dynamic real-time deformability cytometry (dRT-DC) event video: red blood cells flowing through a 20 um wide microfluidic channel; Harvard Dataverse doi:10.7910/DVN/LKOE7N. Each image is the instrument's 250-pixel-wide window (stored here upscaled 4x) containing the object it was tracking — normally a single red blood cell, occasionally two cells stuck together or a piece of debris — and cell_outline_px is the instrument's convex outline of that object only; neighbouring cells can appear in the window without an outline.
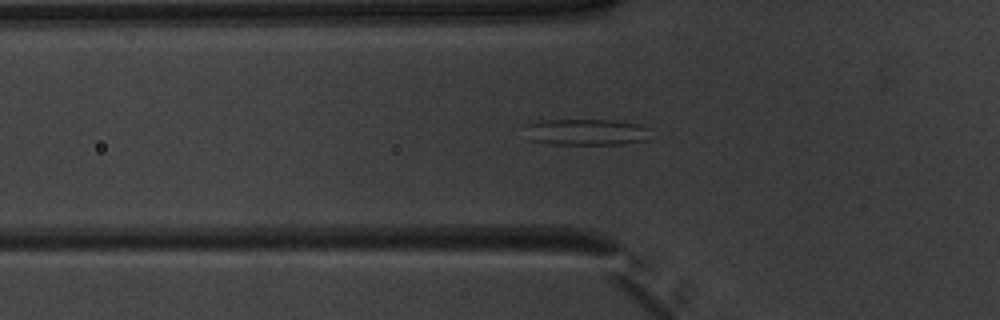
{"species": "common noctule bat (a hibernating species)", "species_latin": "Nyctalus noctula", "temperature_condition": "warm", "stored_images_in_passage": 31, "camera_frame_rate_fps": 3000, "um_per_image_px": 0.085, "animal": {"sex": "male", "body_mass_g": 20.1, "forearm_length_mm": 53.5}, "frame": {"image": 1, "passage_image": 3, "time_ms": 0.667, "image_size_px": [1000, 320], "cell_outline_px": [[648, 140], [620, 144], [552, 144], [532, 140], [524, 124], [544, 120], [612, 120], [636, 124], [648, 128]], "centroid_in_image_um": [49.83, 11.22], "position_along_channel_um": 76.0, "area_um2": 18.96}}
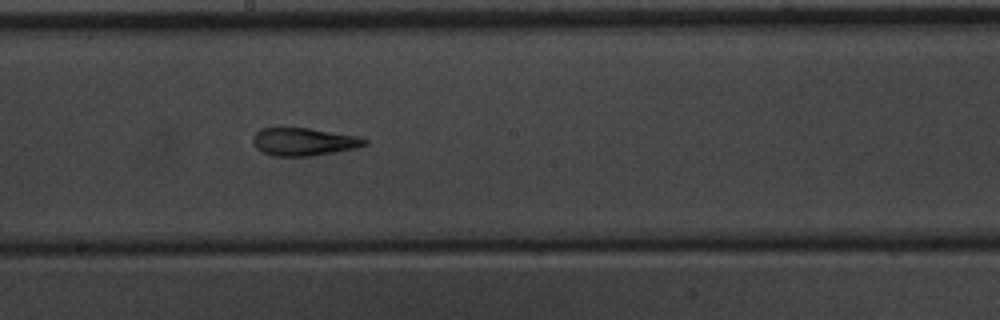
{"frame": {"image": 2, "passage_image": 14, "time_ms": 4.333, "image_size_px": [1000, 320], "cell_outline_px": [[368, 144], [356, 148], [336, 152], [312, 156], [272, 156], [260, 152], [256, 148], [252, 140], [252, 136], [260, 128], [308, 128], [360, 136], [368, 140]], "centroid_in_image_um": [25.82, 12.05], "position_along_channel_um": 222.4, "area_um2": 18.38}}
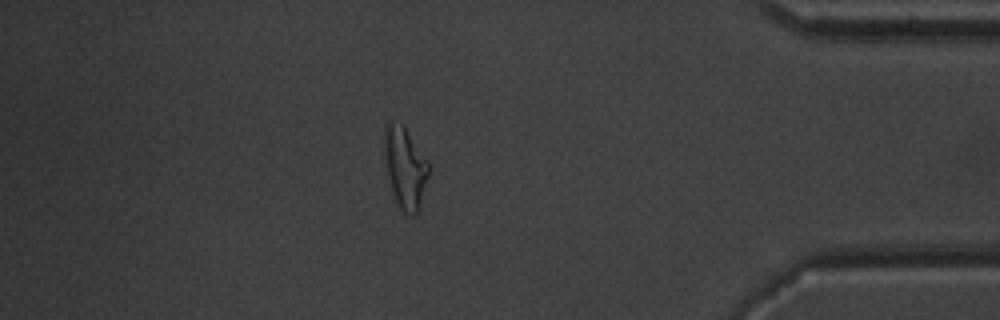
{"frame": {"image": 3, "passage_image": 30, "time_ms": 9.667, "image_size_px": [1000, 320], "cell_outline_px": [[428, 176], [416, 212], [412, 216], [404, 212], [400, 208], [396, 200], [388, 176], [384, 156], [384, 124], [392, 120], [404, 124], [428, 160]], "centroid_in_image_um": [34.41, 14.13], "position_along_channel_um": 400.8, "area_um2": 20.75}}